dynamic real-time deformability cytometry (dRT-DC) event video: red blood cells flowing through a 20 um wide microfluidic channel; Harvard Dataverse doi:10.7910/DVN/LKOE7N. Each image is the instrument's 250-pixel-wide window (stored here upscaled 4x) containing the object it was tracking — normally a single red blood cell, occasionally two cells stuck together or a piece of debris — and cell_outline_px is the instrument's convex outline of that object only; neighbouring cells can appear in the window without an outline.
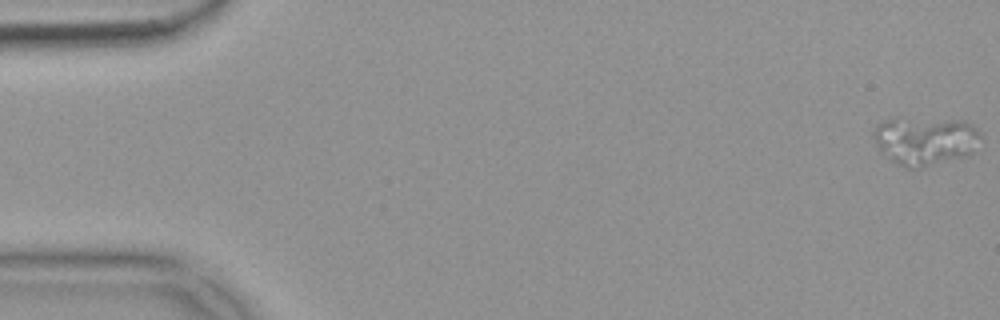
{"species": "common noctule bat (a hibernating species)", "species_latin": "Nyctalus noctula", "temperature_condition": "warm", "stored_images_in_passage": 23, "camera_frame_rate_fps": 3000, "um_per_image_px": 0.085, "animal": {"sex": "female", "body_mass_g": 18.4}, "frame": {"image": 1, "passage_image": 1, "time_ms": 0.0, "image_size_px": [1000, 320], "cell_outline_px": [[984, 140], [968, 156], [912, 168], [908, 168], [896, 164], [884, 156], [880, 152], [872, 136], [872, 132], [876, 124], [880, 120], [896, 116], [900, 116], [964, 120], [972, 124], [980, 132]], "centroid_in_image_um": [78.62, 11.89], "position_along_channel_um": 6.4, "area_um2": 31.39}}
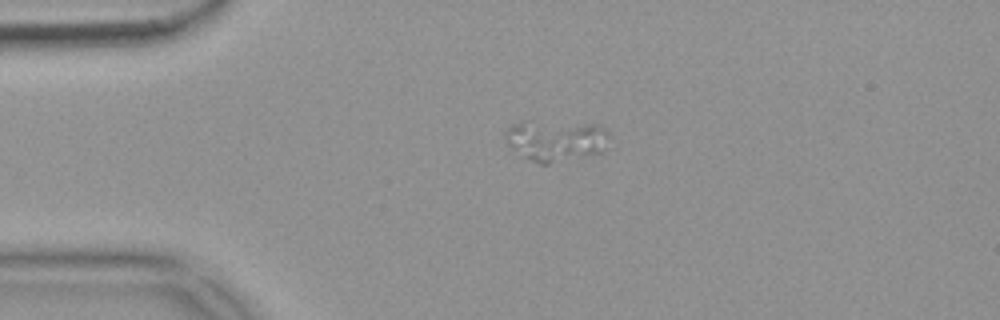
{"frame": {"image": 2, "passage_image": 13, "time_ms": 4.0, "image_size_px": [1000, 320], "cell_outline_px": [[616, 148], [604, 152], [548, 164], [540, 164], [520, 156], [504, 140], [504, 132], [512, 124], [524, 120], [528, 120], [604, 124], [608, 128], [612, 136]], "centroid_in_image_um": [47.41, 11.92], "position_along_channel_um": 37.6, "area_um2": 26.65}}